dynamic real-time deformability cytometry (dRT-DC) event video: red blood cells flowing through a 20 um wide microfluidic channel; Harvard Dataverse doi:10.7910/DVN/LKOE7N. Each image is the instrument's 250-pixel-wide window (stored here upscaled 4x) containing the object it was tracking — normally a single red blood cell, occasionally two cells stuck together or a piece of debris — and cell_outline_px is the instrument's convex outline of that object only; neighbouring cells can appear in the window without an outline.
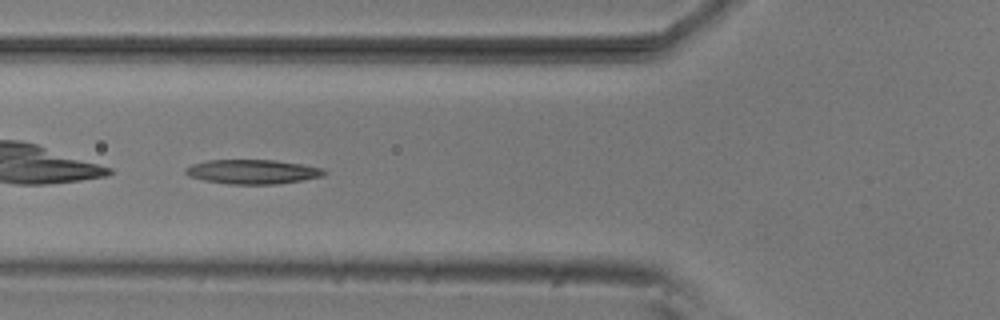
{"species": "common noctule bat (a hibernating species)", "species_latin": "Nyctalus noctula", "temperature_condition": "room temperature", "stored_images_in_passage": 7, "camera_frame_rate_fps": 3000, "um_per_image_px": 0.085, "animal": {"sex": "male", "body_mass_g": 20.5, "forearm_length_mm": 52.5}, "frame": {"image": 1, "passage_image": 7, "time_ms": 2.0, "image_size_px": [1000, 320], "cell_outline_px": [[328, 172], [324, 176], [276, 184], [228, 184], [204, 180], [188, 176], [184, 172], [184, 168], [192, 164], [208, 160], [276, 160], [324, 168]], "centroid_in_image_um": [21.46, 14.59], "position_along_channel_um": 104.3, "area_um2": 19.71}}